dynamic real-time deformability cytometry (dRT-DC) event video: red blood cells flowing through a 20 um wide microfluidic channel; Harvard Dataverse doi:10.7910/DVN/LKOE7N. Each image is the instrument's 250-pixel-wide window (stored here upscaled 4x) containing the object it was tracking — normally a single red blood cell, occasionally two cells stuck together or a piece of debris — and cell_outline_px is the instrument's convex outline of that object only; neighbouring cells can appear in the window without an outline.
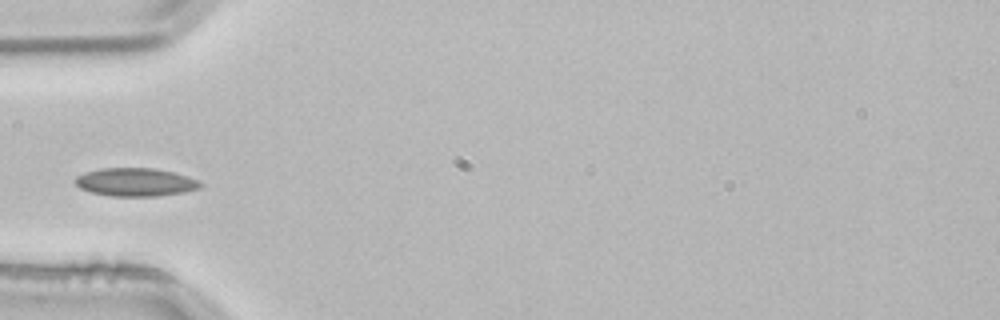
{"species": "common noctule bat (a hibernating species)", "species_latin": "Nyctalus noctula", "temperature_condition": "room temperature", "stored_images_in_passage": 2, "camera_frame_rate_fps": 3000, "um_per_image_px": 0.085, "animal": {"sex": "male", "body_mass_g": 21.5, "forearm_length_mm": 52.0}, "frame": {"image": 1, "passage_image": 2, "time_ms": 0.333, "image_size_px": [1000, 320], "cell_outline_px": [[204, 184], [200, 188], [184, 192], [156, 196], [112, 196], [92, 192], [80, 188], [72, 180], [76, 176], [100, 168], [152, 168], [172, 172], [188, 176]], "centroid_in_image_um": [11.51, 15.48], "position_along_channel_um": 73.5, "area_um2": 20.46}}